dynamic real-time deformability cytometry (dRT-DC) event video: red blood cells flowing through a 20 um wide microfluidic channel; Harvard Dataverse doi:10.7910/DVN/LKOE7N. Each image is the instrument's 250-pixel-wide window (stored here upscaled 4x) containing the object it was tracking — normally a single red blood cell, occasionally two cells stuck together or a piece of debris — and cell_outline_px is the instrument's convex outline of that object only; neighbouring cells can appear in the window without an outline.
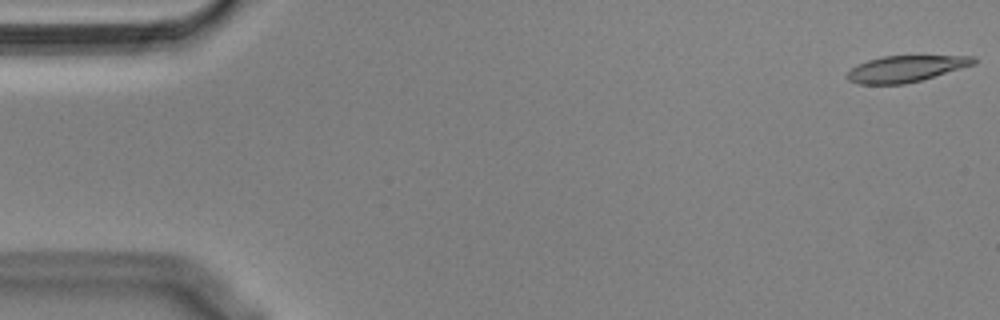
{"species": "Egyptian fruit bat (a non-hibernating species)", "species_latin": "Rousettus aegyptiacus", "temperature_condition": "cold", "stored_images_in_passage": 55, "camera_frame_rate_fps": 3000, "um_per_image_px": 0.085, "animal": {"sex": "male"}, "frame": {"image": 1, "passage_image": 1, "time_ms": 0.0, "image_size_px": [1000, 320], "cell_outline_px": [[976, 64], [920, 80], [904, 84], [860, 84], [848, 80], [844, 76], [852, 68], [868, 60], [884, 56], [976, 56]], "centroid_in_image_um": [76.99, 5.84], "position_along_channel_um": 8.0, "area_um2": 19.19}}
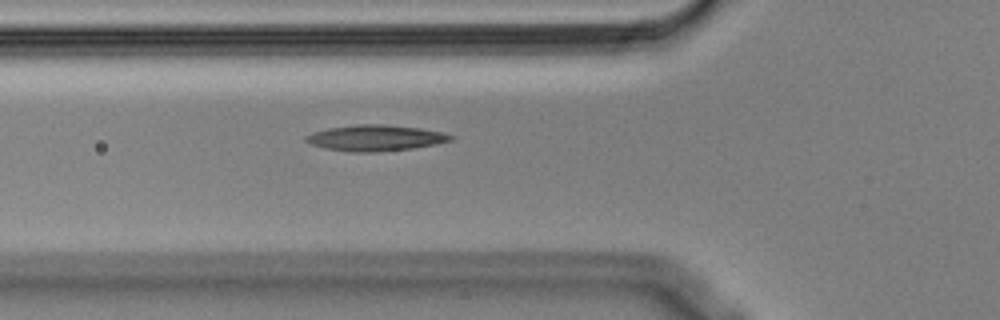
{"frame": {"image": 2, "passage_image": 19, "time_ms": 6.0, "image_size_px": [1000, 320], "cell_outline_px": [[456, 136], [452, 140], [436, 144], [412, 148], [372, 152], [356, 152], [324, 148], [312, 144], [304, 140], [304, 136], [312, 132], [328, 128], [356, 124], [384, 124], [420, 128], [440, 132]], "centroid_in_image_um": [31.89, 11.71], "position_along_channel_um": 93.9, "area_um2": 21.79}}
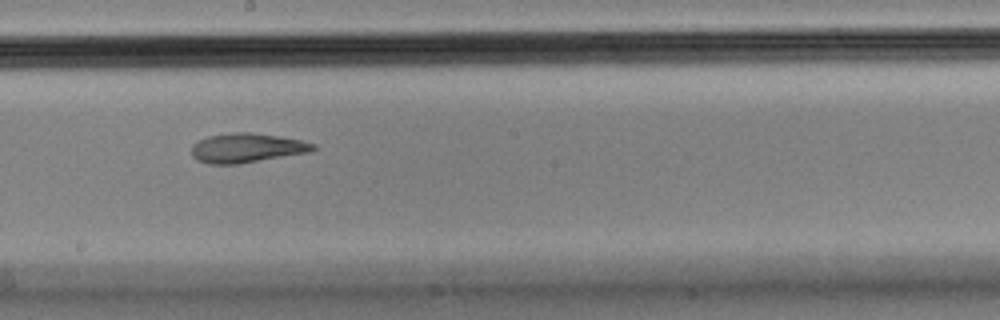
{"frame": {"image": 3, "passage_image": 30, "time_ms": 9.667, "image_size_px": [1000, 320], "cell_outline_px": [[316, 148], [312, 152], [236, 164], [208, 164], [196, 160], [192, 156], [192, 144], [208, 136], [236, 132], [248, 132], [276, 136], [300, 140], [316, 144]], "centroid_in_image_um": [20.97, 12.58], "position_along_channel_um": 227.2, "area_um2": 20.69}, "authors_computed_cell_mechanics": {"area_um2": 21.2126, "velocity_mm_per_s": 3.6188, "shape_relaxation_time_tau1_ms": null, "shape_relaxation_time_tau2_ms": 3.8739, "deformation_change_tau1": null, "deformation_change_tau2": 0.1066}}